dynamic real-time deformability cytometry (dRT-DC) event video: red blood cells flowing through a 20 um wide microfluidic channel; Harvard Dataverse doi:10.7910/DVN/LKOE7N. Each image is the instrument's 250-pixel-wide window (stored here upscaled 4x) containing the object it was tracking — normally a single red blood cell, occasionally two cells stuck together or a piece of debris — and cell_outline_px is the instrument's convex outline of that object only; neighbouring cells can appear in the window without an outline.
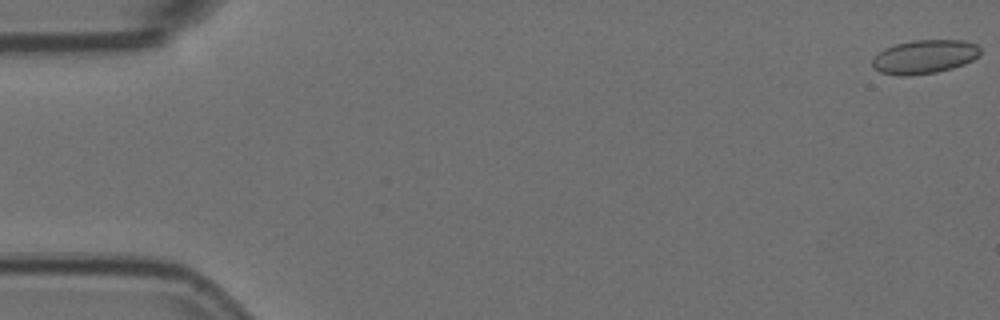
{"species": "Egyptian fruit bat (a non-hibernating species)", "species_latin": "Rousettus aegyptiacus", "temperature_condition": "room temperature", "stored_images_in_passage": 57, "camera_frame_rate_fps": 3000, "um_per_image_px": 0.085, "animal": {"sex": "female"}, "frame": {"image": 1, "passage_image": 1, "time_ms": 0.0, "image_size_px": [1000, 320], "cell_outline_px": [[980, 52], [972, 60], [964, 64], [952, 68], [936, 72], [908, 76], [900, 76], [880, 72], [872, 68], [872, 60], [884, 48], [896, 44], [912, 40], [964, 40], [976, 44], [980, 48]], "centroid_in_image_um": [78.56, 4.82], "position_along_channel_um": 6.4, "area_um2": 21.21}}
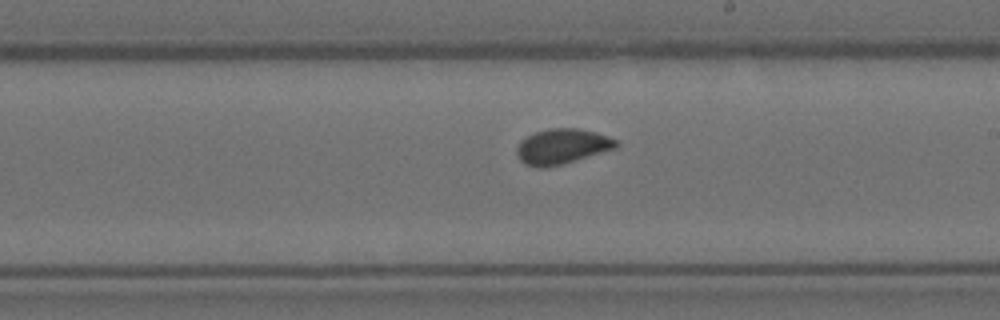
{"frame": {"image": 2, "passage_image": 33, "time_ms": 10.667, "image_size_px": [1000, 320], "cell_outline_px": [[620, 144], [616, 148], [564, 164], [544, 168], [540, 168], [524, 164], [520, 160], [516, 152], [516, 148], [520, 140], [536, 132], [548, 128], [580, 128], [596, 132], [608, 136], [616, 140]], "centroid_in_image_um": [47.77, 12.45], "position_along_channel_um": 241.2, "area_um2": 20.58}}
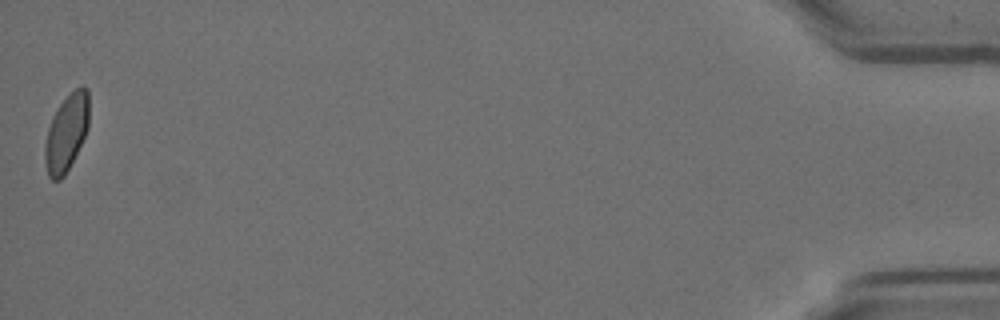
{"frame": {"image": 3, "passage_image": 57, "time_ms": 18.667, "image_size_px": [1000, 320], "cell_outline_px": [[88, 128], [64, 176], [60, 180], [52, 180], [48, 176], [44, 160], [44, 144], [48, 128], [52, 116], [60, 104], [76, 88], [84, 84], [88, 88]], "centroid_in_image_um": [5.63, 11.28], "position_along_channel_um": 429.6, "area_um2": 19.54}, "authors_computed_cell_mechanics": {"area_um2": 20.1722, "velocity_mm_per_s": 3.5764, "shape_relaxation_time_tau1_ms": null, "shape_relaxation_time_tau2_ms": 1.3166, "deformation_change_tau1": null, "deformation_change_tau2": 0.0466}}